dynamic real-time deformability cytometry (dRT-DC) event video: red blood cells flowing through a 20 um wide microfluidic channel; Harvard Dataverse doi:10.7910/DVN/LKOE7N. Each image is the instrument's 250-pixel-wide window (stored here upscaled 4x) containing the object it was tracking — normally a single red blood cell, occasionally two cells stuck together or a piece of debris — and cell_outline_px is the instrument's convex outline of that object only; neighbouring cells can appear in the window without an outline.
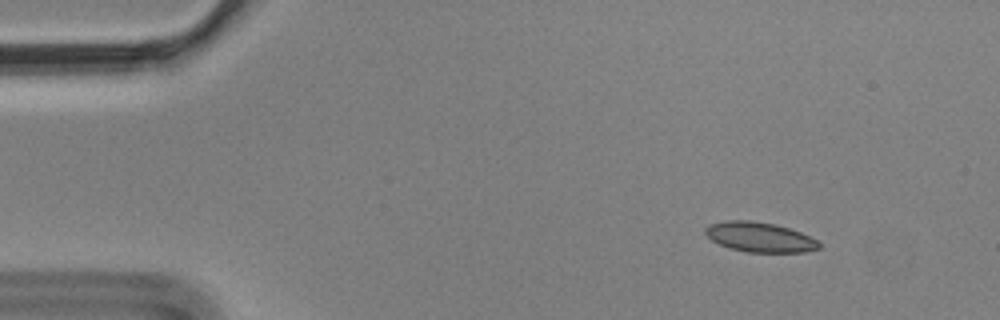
{"species": "Egyptian fruit bat (a non-hibernating species)", "species_latin": "Rousettus aegyptiacus", "temperature_condition": "cold", "stored_images_in_passage": 4, "camera_frame_rate_fps": 3000, "um_per_image_px": 0.085, "animal": {"sex": "male"}, "frame": {"image": 1, "passage_image": 2, "time_ms": 0.333, "image_size_px": [1000, 320], "cell_outline_px": [[820, 248], [804, 252], [748, 252], [732, 248], [720, 244], [712, 240], [704, 232], [704, 228], [708, 224], [724, 220], [752, 220], [776, 224], [800, 232], [816, 240], [820, 244]], "centroid_in_image_um": [64.54, 20.14], "position_along_channel_um": 20.5, "area_um2": 19.71}}